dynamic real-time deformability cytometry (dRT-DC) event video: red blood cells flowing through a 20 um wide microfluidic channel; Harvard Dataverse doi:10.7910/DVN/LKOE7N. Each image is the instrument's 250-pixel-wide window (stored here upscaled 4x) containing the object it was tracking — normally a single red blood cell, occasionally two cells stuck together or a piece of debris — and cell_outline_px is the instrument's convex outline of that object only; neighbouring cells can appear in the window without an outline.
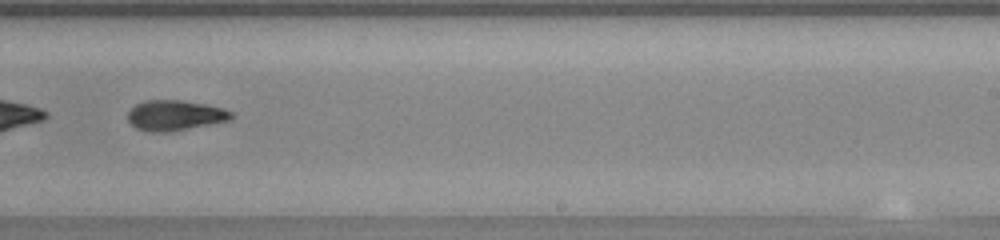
{"species": "common noctule bat (a hibernating species)", "species_latin": "Nyctalus noctula", "temperature_condition": "warm", "stored_images_in_passage": 51, "segment_of_instrument_passage": [2, 2], "camera_frame_rate_fps": 3000, "um_per_image_px": 0.085, "animal": {"sex": "female", "body_mass_g": 23.0, "forearm_length_mm": 53.4}, "frame": {"image": 1, "passage_image": 32, "time_ms": 10.333, "image_size_px": [1000, 240], "cell_outline_px": [[232, 120], [168, 132], [152, 132], [136, 128], [128, 120], [128, 112], [136, 104], [144, 100], [180, 100], [208, 104], [224, 108], [232, 112]], "centroid_in_image_um": [14.89, 9.8], "position_along_channel_um": 274.1, "area_um2": 18.32}}